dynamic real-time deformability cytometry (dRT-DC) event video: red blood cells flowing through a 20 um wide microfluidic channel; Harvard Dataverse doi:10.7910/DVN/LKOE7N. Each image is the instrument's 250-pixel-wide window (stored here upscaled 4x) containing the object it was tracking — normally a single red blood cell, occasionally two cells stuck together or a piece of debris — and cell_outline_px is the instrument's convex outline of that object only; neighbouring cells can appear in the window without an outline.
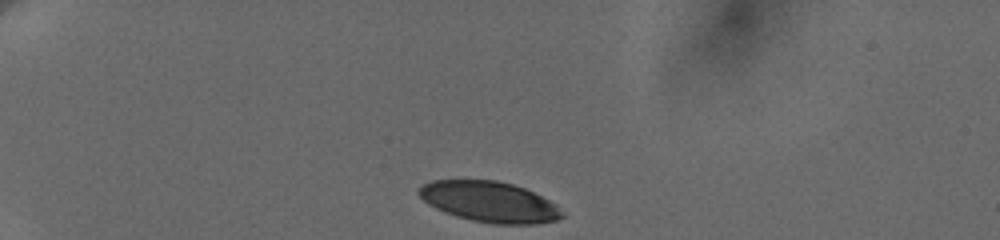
{"species": "human", "species_latin": "Homo sapiens", "temperature_condition": "cold", "stored_images_in_passage": 5, "camera_frame_rate_fps": 3000, "um_per_image_px": 0.085, "donor": {"sex": "female"}, "frame": {"image": 1, "passage_image": 1, "time_ms": 0.0, "image_size_px": [1000, 240], "cell_outline_px": [[564, 216], [556, 220], [536, 224], [496, 224], [472, 220], [456, 216], [444, 212], [428, 204], [416, 192], [424, 184], [432, 180], [496, 180], [512, 184], [524, 188], [556, 204]], "centroid_in_image_um": [41.59, 17.15], "position_along_channel_um": 43.4, "area_um2": 33.64}}
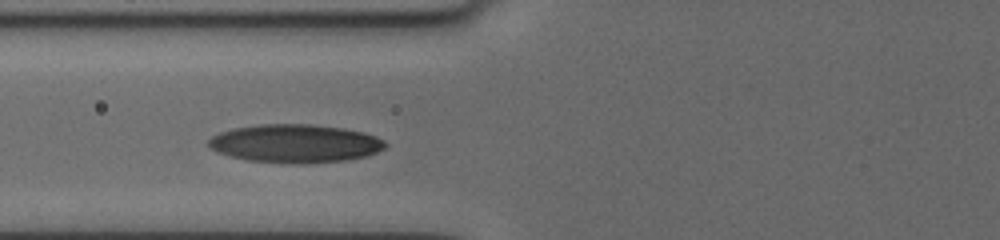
{"frame": {"image": 2, "passage_image": 4, "time_ms": 3.333, "image_size_px": [1000, 240], "cell_outline_px": [[388, 144], [384, 148], [376, 152], [364, 156], [344, 160], [304, 164], [292, 164], [248, 160], [228, 156], [216, 152], [208, 148], [208, 140], [212, 136], [220, 132], [232, 128], [260, 124], [312, 124], [344, 128], [364, 132], [376, 136], [384, 140]], "centroid_in_image_um": [25.05, 12.19], "position_along_channel_um": 100.7, "area_um2": 39.77}}